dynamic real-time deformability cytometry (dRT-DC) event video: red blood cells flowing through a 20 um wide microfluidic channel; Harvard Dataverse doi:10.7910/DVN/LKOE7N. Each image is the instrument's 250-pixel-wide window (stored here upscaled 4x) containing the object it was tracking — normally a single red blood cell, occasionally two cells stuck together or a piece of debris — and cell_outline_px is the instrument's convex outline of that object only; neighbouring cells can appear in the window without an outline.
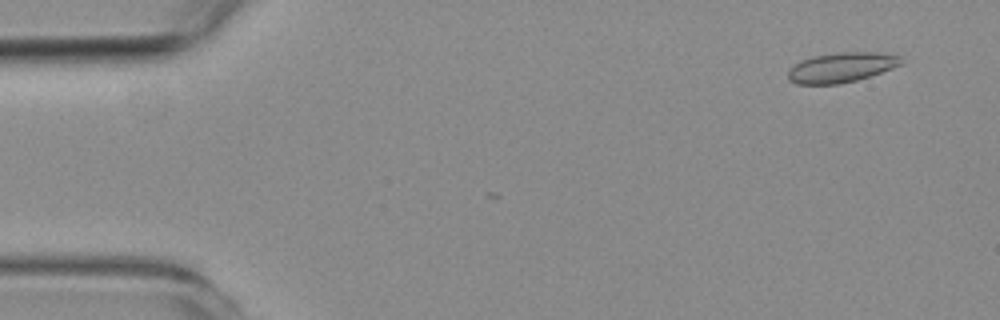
{"species": "common noctule bat (a hibernating species)", "species_latin": "Nyctalus noctula", "temperature_condition": "room temperature", "stored_images_in_passage": 4, "camera_frame_rate_fps": 3000, "um_per_image_px": 0.085, "animal": {"sex": "female", "body_mass_g": 19.3, "forearm_length_mm": 54.1}, "frame": {"image": 1, "passage_image": 4, "time_ms": 1.0, "image_size_px": [1000, 320], "cell_outline_px": [[904, 64], [856, 80], [840, 84], [796, 84], [788, 80], [788, 68], [792, 64], [800, 60], [812, 56], [840, 52], [880, 52], [900, 56]], "centroid_in_image_um": [71.47, 5.72], "position_along_channel_um": 13.5, "area_um2": 19.88}}